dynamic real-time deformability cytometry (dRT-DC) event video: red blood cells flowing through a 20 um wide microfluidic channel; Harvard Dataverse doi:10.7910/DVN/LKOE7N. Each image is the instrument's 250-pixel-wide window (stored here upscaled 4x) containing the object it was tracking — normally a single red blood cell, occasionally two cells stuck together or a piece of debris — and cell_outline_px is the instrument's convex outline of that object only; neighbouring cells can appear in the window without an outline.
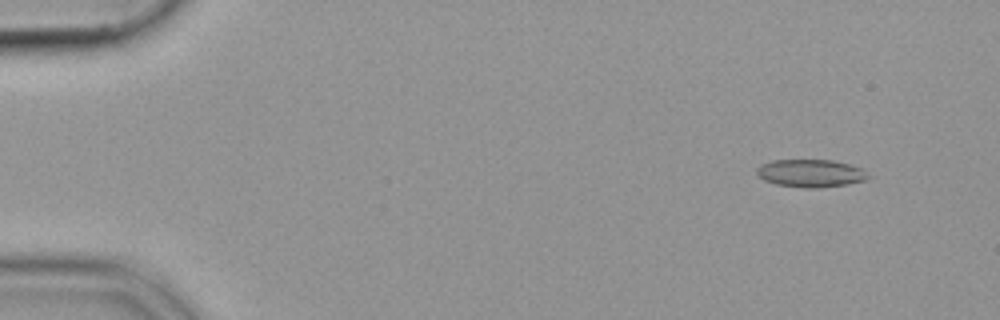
{"species": "common noctule bat (a hibernating species)", "species_latin": "Nyctalus noctula", "temperature_condition": "cold", "stored_images_in_passage": 54, "camera_frame_rate_fps": 3000, "um_per_image_px": 0.085, "animal": {"sex": "female", "body_mass_g": 19.9}, "frame": {"image": 1, "passage_image": 5, "time_ms": 1.333, "image_size_px": [1000, 320], "cell_outline_px": [[872, 176], [868, 180], [848, 184], [816, 188], [804, 188], [776, 184], [764, 180], [756, 172], [756, 168], [760, 164], [772, 160], [832, 160], [864, 168]], "centroid_in_image_um": [68.96, 14.72], "position_along_channel_um": 16.0, "area_um2": 18.26}}
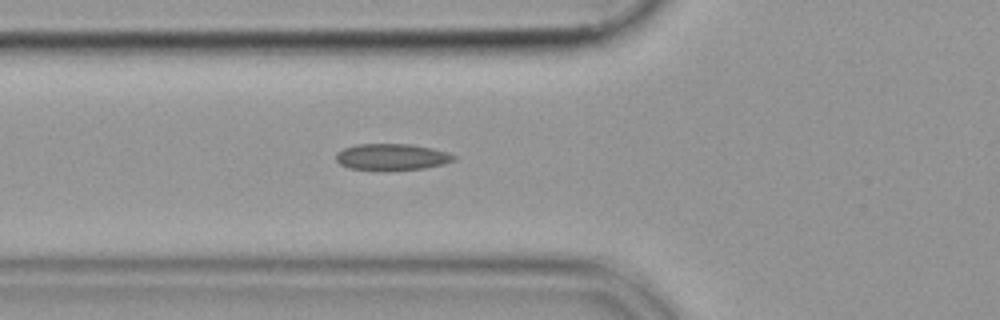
{"frame": {"image": 2, "passage_image": 20, "time_ms": 6.333, "image_size_px": [1000, 320], "cell_outline_px": [[456, 160], [444, 164], [424, 168], [348, 168], [340, 164], [336, 160], [336, 152], [344, 148], [356, 144], [412, 144], [432, 148], [448, 152], [456, 156]], "centroid_in_image_um": [33.33, 13.3], "position_along_channel_um": 92.5, "area_um2": 17.63}}
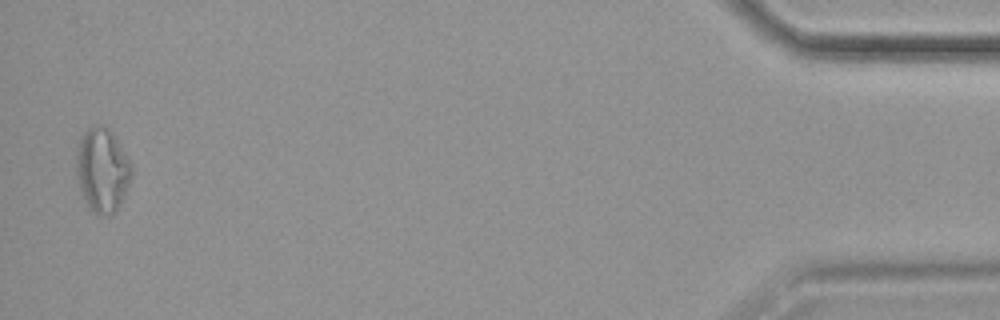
{"frame": {"image": 3, "passage_image": 53, "time_ms": 17.333, "image_size_px": [1000, 320], "cell_outline_px": [[132, 176], [124, 196], [116, 212], [108, 216], [100, 216], [92, 212], [88, 208], [80, 192], [76, 176], [76, 148], [80, 136], [92, 124], [104, 124], [112, 132], [132, 164]], "centroid_in_image_um": [8.67, 14.46], "position_along_channel_um": 426.5, "area_um2": 27.8}}